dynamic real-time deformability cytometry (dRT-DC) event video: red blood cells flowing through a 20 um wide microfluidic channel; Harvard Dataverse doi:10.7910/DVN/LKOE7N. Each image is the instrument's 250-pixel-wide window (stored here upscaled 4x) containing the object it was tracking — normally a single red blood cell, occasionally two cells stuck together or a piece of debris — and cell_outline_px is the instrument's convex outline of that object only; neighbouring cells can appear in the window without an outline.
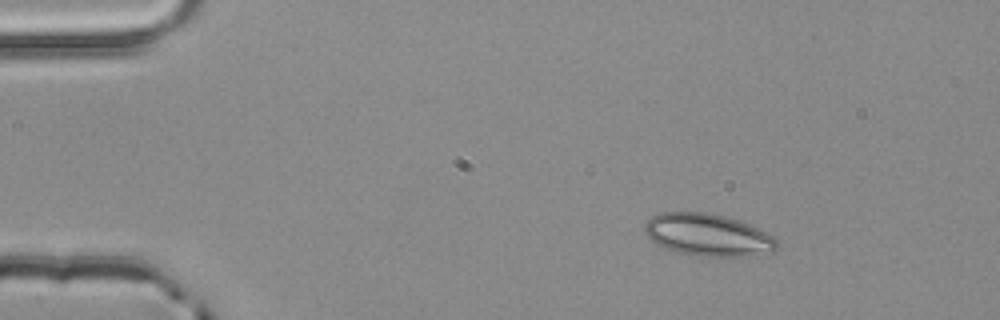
{"species": "common noctule bat (a hibernating species)", "species_latin": "Nyctalus noctula", "temperature_condition": "room temperature", "stored_images_in_passage": 3, "camera_frame_rate_fps": 3000, "um_per_image_px": 0.085, "animal": {"sex": "male", "body_mass_g": 20.4}, "frame": {"image": 1, "passage_image": 1, "time_ms": 0.0, "image_size_px": [1000, 320], "cell_outline_px": [[776, 248], [772, 252], [756, 256], [704, 256], [676, 252], [664, 248], [656, 244], [644, 232], [644, 224], [652, 216], [660, 212], [708, 212], [740, 220], [772, 236], [776, 240]], "centroid_in_image_um": [60.14, 19.96], "position_along_channel_um": 24.9, "area_um2": 32.54}}